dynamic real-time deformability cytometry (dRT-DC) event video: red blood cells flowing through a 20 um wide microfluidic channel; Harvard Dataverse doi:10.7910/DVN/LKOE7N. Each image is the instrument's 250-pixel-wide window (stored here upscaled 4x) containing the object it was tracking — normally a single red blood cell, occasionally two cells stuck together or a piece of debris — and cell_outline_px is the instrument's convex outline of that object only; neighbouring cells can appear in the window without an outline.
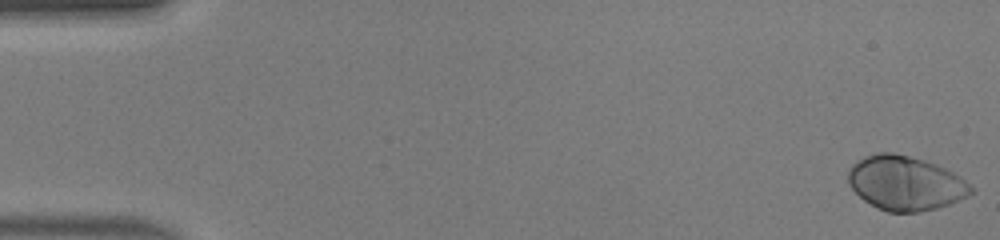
{"species": "human", "species_latin": "Homo sapiens", "temperature_condition": "warm", "stored_images_in_passage": 47, "camera_frame_rate_fps": 3000, "um_per_image_px": 0.085, "donor": {"sex": "male"}, "frame": {"image": 1, "passage_image": 1, "time_ms": 0.0, "image_size_px": [1000, 240], "cell_outline_px": [[976, 192], [968, 196], [948, 204], [936, 208], [916, 212], [888, 212], [876, 208], [864, 200], [848, 184], [848, 168], [852, 164], [864, 156], [876, 152], [892, 152], [924, 160], [936, 164], [952, 172], [964, 180]], "centroid_in_image_um": [76.92, 15.56], "position_along_channel_um": 8.1, "area_um2": 38.78}}
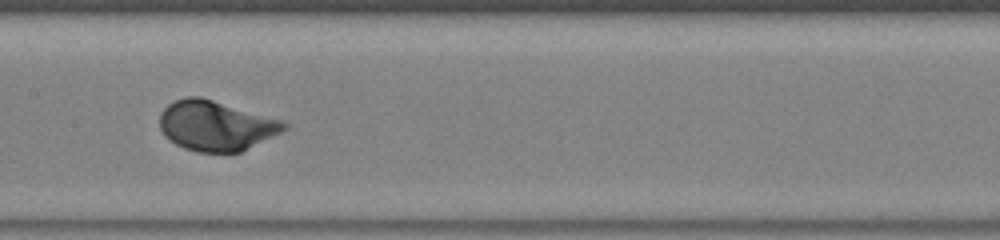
{"frame": {"image": 2, "passage_image": 24, "time_ms": 7.667, "image_size_px": [1000, 240], "cell_outline_px": [[288, 128], [240, 152], [196, 152], [184, 148], [176, 144], [164, 136], [160, 128], [160, 112], [168, 104], [176, 100], [188, 96], [200, 96], [284, 120], [288, 124]], "centroid_in_image_um": [18.34, 10.67], "position_along_channel_um": 189.1, "area_um2": 36.24}}
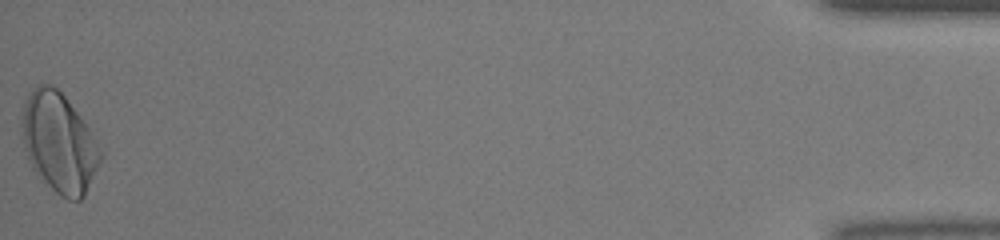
{"frame": {"image": 3, "passage_image": 47, "time_ms": 15.333, "image_size_px": [1000, 240], "cell_outline_px": [[104, 152], [84, 196], [80, 200], [68, 200], [60, 196], [40, 180], [32, 168], [24, 148], [20, 136], [20, 120], [24, 100], [28, 92], [32, 88], [40, 84], [52, 84], [64, 96], [80, 116]], "centroid_in_image_um": [4.96, 12.12], "position_along_channel_um": 430.2, "area_um2": 46.01}, "authors_computed_cell_mechanics": {"area_um2": 36.3562, "velocity_mm_per_s": 4.3974, "shape_relaxation_time_tau1_ms": 1.5536, "shape_relaxation_time_tau2_ms": null, "deformation_change_tau1": 0.1215, "deformation_change_tau2": null}}